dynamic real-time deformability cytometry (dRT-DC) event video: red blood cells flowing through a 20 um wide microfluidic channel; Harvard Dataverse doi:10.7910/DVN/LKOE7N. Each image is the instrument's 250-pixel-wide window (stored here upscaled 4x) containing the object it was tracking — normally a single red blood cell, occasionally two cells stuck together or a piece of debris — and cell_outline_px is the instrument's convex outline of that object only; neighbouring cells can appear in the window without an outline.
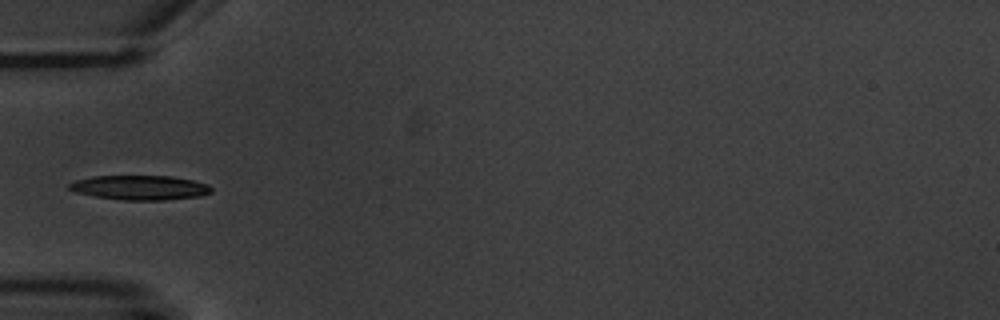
{"species": "common noctule bat (a hibernating species)", "species_latin": "Nyctalus noctula", "temperature_condition": "warm", "stored_images_in_passage": 8, "camera_frame_rate_fps": 3000, "um_per_image_px": 0.085, "animal": {"sex": "male", "body_mass_g": 20.1, "forearm_length_mm": 53.5}, "frame": {"image": 1, "passage_image": 6, "time_ms": 6.0, "image_size_px": [1000, 320], "cell_outline_px": [[212, 192], [200, 196], [164, 200], [124, 200], [96, 196], [76, 192], [68, 188], [68, 184], [76, 180], [92, 176], [172, 176], [192, 180], [208, 184], [212, 188]], "centroid_in_image_um": [11.91, 15.94], "position_along_channel_um": 73.1, "area_um2": 20.23}}